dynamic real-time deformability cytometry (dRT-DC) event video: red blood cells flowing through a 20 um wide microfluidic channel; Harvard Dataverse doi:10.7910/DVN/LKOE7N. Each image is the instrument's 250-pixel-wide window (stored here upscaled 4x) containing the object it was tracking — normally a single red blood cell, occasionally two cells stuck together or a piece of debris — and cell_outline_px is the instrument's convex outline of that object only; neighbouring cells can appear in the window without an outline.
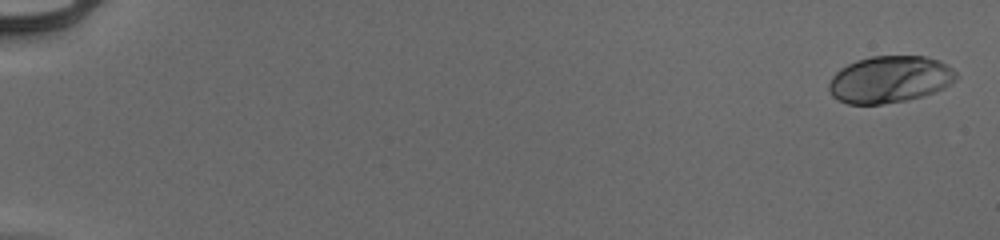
{"species": "human", "species_latin": "Homo sapiens", "temperature_condition": "cold", "stored_images_in_passage": 19, "camera_frame_rate_fps": 3000, "um_per_image_px": 0.085, "donor": {"sex": "male"}, "frame": {"image": 1, "passage_image": 2, "time_ms": 0.333, "image_size_px": [1000, 240], "cell_outline_px": [[960, 76], [956, 80], [944, 88], [908, 100], [880, 104], [848, 104], [832, 96], [828, 88], [828, 84], [832, 76], [840, 68], [856, 60], [872, 56], [924, 56], [940, 60], [948, 64]], "centroid_in_image_um": [75.64, 6.74], "position_along_channel_um": 9.4, "area_um2": 34.91}}
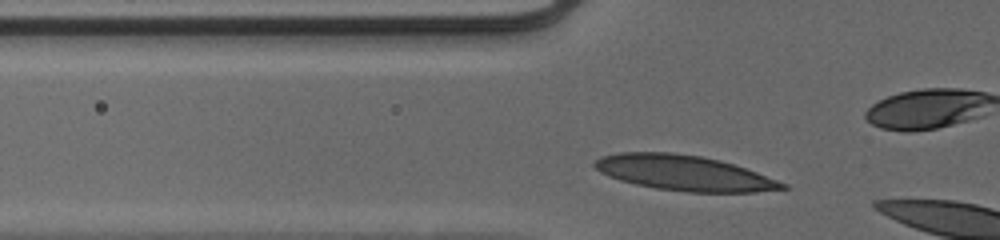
{"frame": {"image": 2, "passage_image": 17, "time_ms": 5.333, "image_size_px": [1000, 240], "cell_outline_px": [[788, 188], [756, 192], [688, 192], [656, 188], [636, 184], [620, 180], [608, 176], [600, 172], [592, 164], [600, 156], [620, 152], [672, 152], [700, 156], [720, 160], [756, 172], [788, 184]], "centroid_in_image_um": [58.12, 14.7], "position_along_channel_um": 67.7, "area_um2": 38.38}}